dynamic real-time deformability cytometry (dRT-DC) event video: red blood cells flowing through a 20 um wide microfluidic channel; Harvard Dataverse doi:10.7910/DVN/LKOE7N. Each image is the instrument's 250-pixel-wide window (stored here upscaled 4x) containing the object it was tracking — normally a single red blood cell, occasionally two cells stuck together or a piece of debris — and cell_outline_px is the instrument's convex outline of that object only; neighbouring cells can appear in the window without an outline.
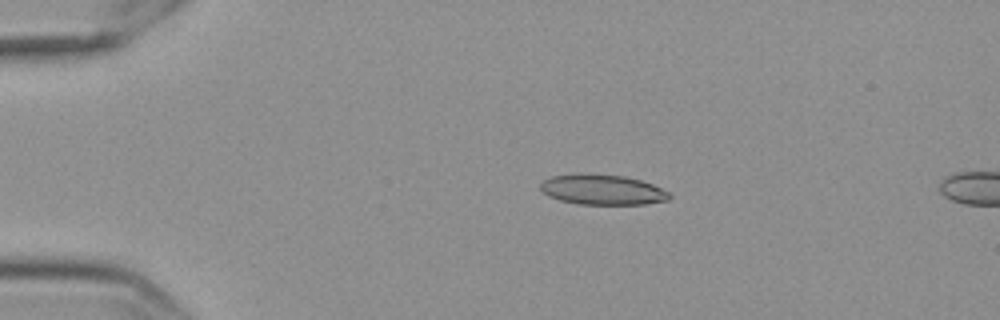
{"species": "Egyptian fruit bat (a non-hibernating species)", "species_latin": "Rousettus aegyptiacus", "temperature_condition": "cold", "stored_images_in_passage": 21, "camera_frame_rate_fps": 3000, "um_per_image_px": 0.085, "frame": {"image": 1, "passage_image": 1, "time_ms": 0.0, "image_size_px": [1000, 320], "cell_outline_px": [[672, 196], [668, 200], [644, 204], [580, 204], [560, 200], [548, 196], [540, 188], [540, 184], [544, 180], [552, 176], [580, 172], [624, 176], [640, 180], [652, 184], [668, 192]], "centroid_in_image_um": [51.18, 16.11], "position_along_channel_um": 33.8, "area_um2": 22.77}}
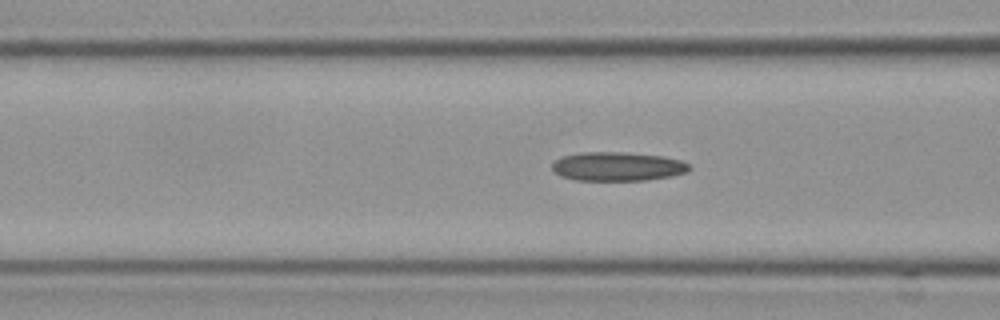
{"frame": {"image": 2, "passage_image": 12, "time_ms": 3.667, "image_size_px": [1000, 320], "cell_outline_px": [[692, 168], [688, 172], [672, 176], [648, 180], [576, 180], [560, 176], [552, 168], [552, 164], [556, 160], [564, 156], [584, 152], [624, 152], [664, 156], [680, 160], [688, 164]], "centroid_in_image_um": [52.54, 14.15], "position_along_channel_um": 114.1, "area_um2": 23.12}}
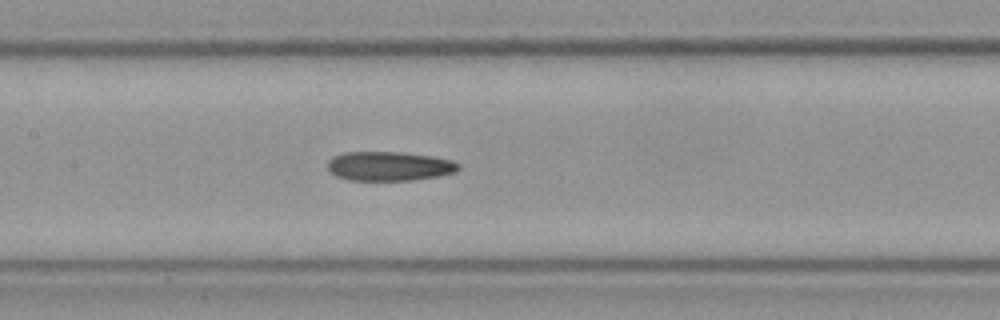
{"frame": {"image": 3, "passage_image": 17, "time_ms": 5.333, "image_size_px": [1000, 320], "cell_outline_px": [[460, 168], [456, 172], [436, 176], [412, 180], [348, 180], [336, 176], [328, 168], [328, 160], [344, 152], [400, 152], [432, 156], [452, 160], [460, 164]], "centroid_in_image_um": [33.1, 14.12], "position_along_channel_um": 174.3, "area_um2": 22.2}}